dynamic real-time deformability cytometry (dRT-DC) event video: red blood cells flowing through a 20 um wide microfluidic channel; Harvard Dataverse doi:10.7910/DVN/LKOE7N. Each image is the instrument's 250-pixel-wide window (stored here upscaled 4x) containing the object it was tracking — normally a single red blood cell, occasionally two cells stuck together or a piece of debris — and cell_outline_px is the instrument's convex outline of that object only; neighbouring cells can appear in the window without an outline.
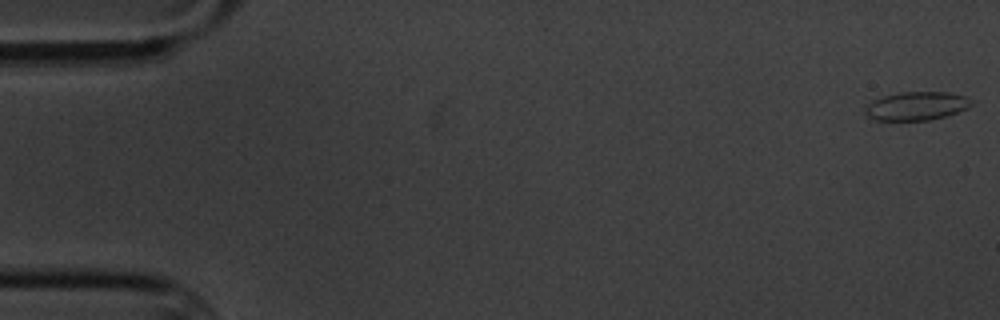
{"species": "common noctule bat (a hibernating species)", "species_latin": "Nyctalus noctula", "temperature_condition": "cold", "stored_images_in_passage": 6, "camera_frame_rate_fps": 3000, "um_per_image_px": 0.085, "animal": {"sex": "male", "body_mass_g": 20.1, "forearm_length_mm": 53.5}, "frame": {"image": 1, "passage_image": 1, "time_ms": 0.0, "image_size_px": [1000, 320], "cell_outline_px": [[972, 104], [968, 108], [944, 116], [928, 120], [876, 120], [868, 116], [864, 108], [872, 100], [884, 96], [900, 92], [948, 92], [964, 96], [972, 100]], "centroid_in_image_um": [77.89, 9.0], "position_along_channel_um": 7.1, "area_um2": 17.46}}
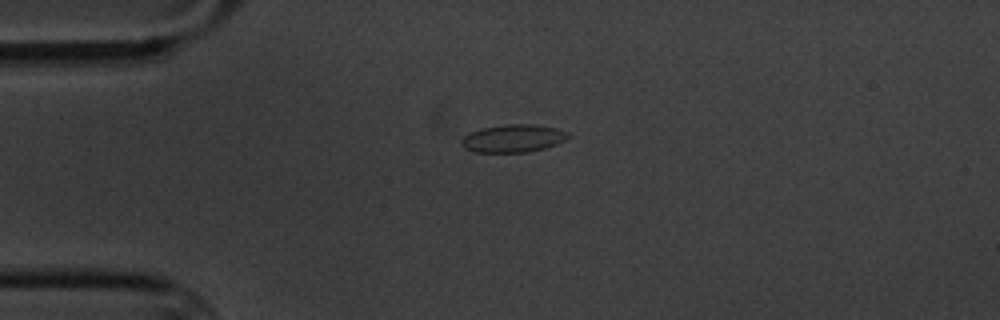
{"frame": {"image": 2, "passage_image": 4, "time_ms": 4.333, "image_size_px": [1000, 320], "cell_outline_px": [[572, 136], [556, 144], [544, 148], [528, 152], [476, 152], [464, 148], [460, 144], [460, 140], [464, 136], [472, 132], [484, 128], [508, 124], [536, 124], [556, 128], [568, 132]], "centroid_in_image_um": [43.64, 11.76], "position_along_channel_um": 41.4, "area_um2": 17.22}}
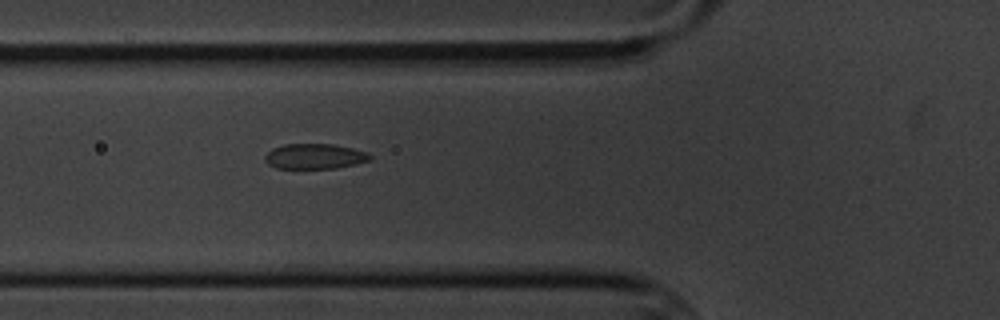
{"frame": {"image": 3, "passage_image": 6, "time_ms": 6.667, "image_size_px": [1000, 320], "cell_outline_px": [[372, 160], [356, 164], [336, 168], [276, 168], [268, 164], [264, 160], [264, 156], [272, 148], [284, 144], [332, 144], [352, 148], [368, 152], [372, 156]], "centroid_in_image_um": [26.76, 13.29], "position_along_channel_um": 99.0, "area_um2": 15.55}}